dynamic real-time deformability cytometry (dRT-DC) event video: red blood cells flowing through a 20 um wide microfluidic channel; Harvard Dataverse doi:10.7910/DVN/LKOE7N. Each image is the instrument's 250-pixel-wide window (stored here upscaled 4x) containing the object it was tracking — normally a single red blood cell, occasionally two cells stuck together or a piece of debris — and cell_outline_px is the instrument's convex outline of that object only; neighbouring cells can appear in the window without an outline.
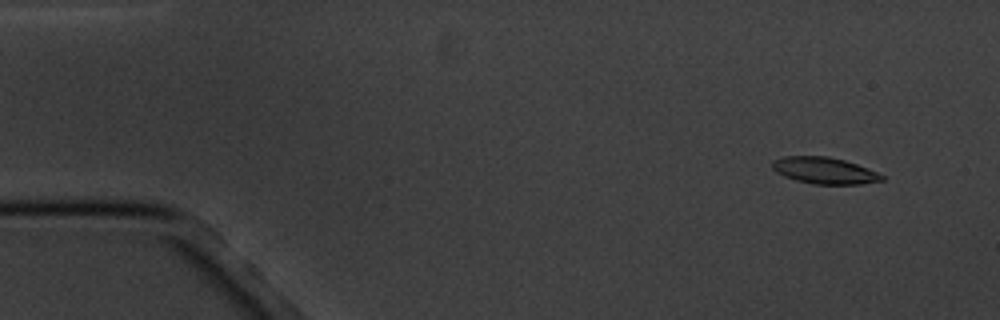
{"species": "common noctule bat (a hibernating species)", "species_latin": "Nyctalus noctula", "temperature_condition": "cold", "stored_images_in_passage": 5, "camera_frame_rate_fps": 3000, "um_per_image_px": 0.085, "animal": {"sex": "male", "body_mass_g": 20.1, "forearm_length_mm": 53.5}, "frame": {"image": 1, "passage_image": 1, "time_ms": 0.0, "image_size_px": [1000, 320], "cell_outline_px": [[884, 180], [860, 184], [812, 184], [796, 180], [784, 176], [776, 172], [772, 168], [772, 160], [784, 156], [828, 156], [844, 160], [868, 168], [884, 176]], "centroid_in_image_um": [70.05, 14.49], "position_along_channel_um": 14.9, "area_um2": 16.94}}
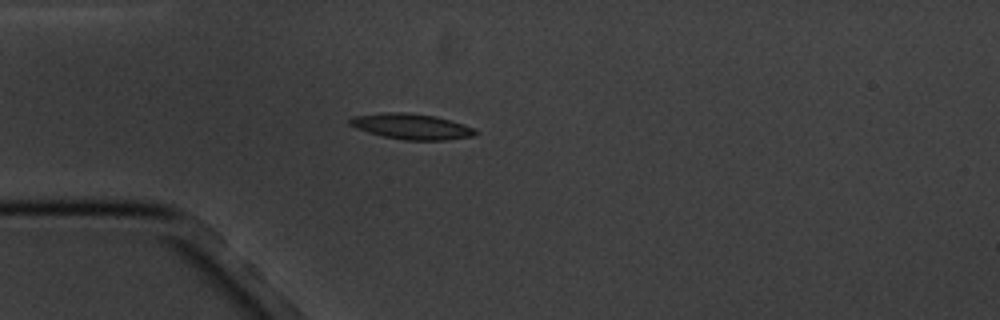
{"frame": {"image": 2, "passage_image": 4, "time_ms": 3.667, "image_size_px": [1000, 320], "cell_outline_px": [[480, 132], [472, 136], [444, 140], [404, 140], [384, 136], [368, 132], [356, 128], [348, 124], [348, 120], [352, 116], [380, 112], [408, 112], [436, 116], [464, 124]], "centroid_in_image_um": [34.94, 10.73], "position_along_channel_um": 50.1, "area_um2": 18.84}}